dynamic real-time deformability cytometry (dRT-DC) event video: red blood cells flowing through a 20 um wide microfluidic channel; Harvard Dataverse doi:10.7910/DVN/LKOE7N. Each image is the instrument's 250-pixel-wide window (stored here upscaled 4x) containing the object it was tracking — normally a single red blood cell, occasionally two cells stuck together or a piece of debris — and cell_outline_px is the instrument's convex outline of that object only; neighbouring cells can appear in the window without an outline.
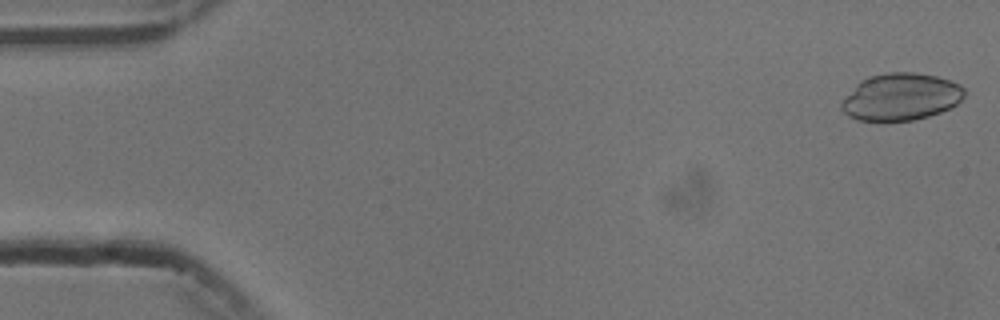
{"species": "common noctule bat (a hibernating species)", "species_latin": "Nyctalus noctula", "temperature_condition": "cold", "stored_images_in_passage": 54, "camera_frame_rate_fps": 3000, "um_per_image_px": 0.085, "animal": {"sex": "male", "body_mass_g": 13.3}, "frame": {"image": 1, "passage_image": 1, "time_ms": 0.0, "image_size_px": [1000, 320], "cell_outline_px": [[964, 96], [956, 104], [940, 112], [928, 116], [912, 120], [856, 120], [848, 116], [840, 108], [840, 104], [856, 84], [860, 80], [868, 76], [888, 72], [916, 72], [936, 76], [960, 84], [964, 88]], "centroid_in_image_um": [76.55, 8.22], "position_along_channel_um": 8.4, "area_um2": 33.58}}